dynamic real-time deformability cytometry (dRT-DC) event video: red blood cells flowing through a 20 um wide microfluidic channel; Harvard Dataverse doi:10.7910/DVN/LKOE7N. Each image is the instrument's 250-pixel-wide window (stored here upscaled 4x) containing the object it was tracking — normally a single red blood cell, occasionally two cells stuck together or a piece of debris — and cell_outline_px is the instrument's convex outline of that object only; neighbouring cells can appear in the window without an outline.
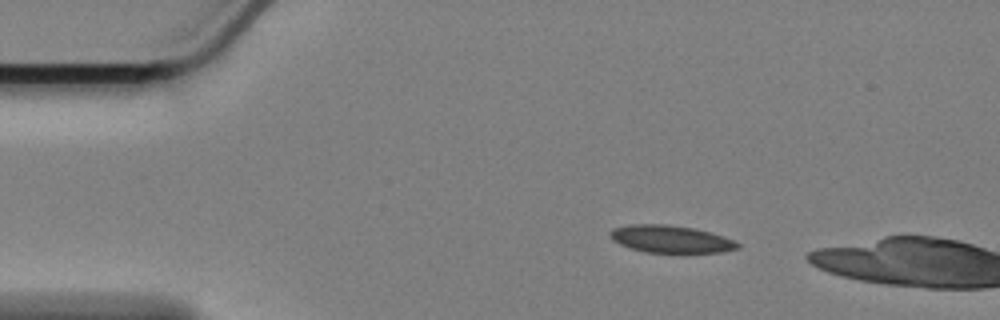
{"species": "Egyptian fruit bat (a non-hibernating species)", "species_latin": "Rousettus aegyptiacus", "temperature_condition": "cold", "stored_images_in_passage": 4, "camera_frame_rate_fps": 3000, "um_per_image_px": 0.085, "animal": {"sex": "female"}, "frame": {"image": 1, "passage_image": 1, "time_ms": 0.0, "image_size_px": [1000, 320], "cell_outline_px": [[740, 248], [720, 252], [684, 256], [644, 252], [620, 244], [612, 240], [608, 232], [612, 228], [632, 224], [668, 224], [696, 228], [724, 236], [740, 244]], "centroid_in_image_um": [57.05, 20.37], "position_along_channel_um": 28.0, "area_um2": 21.44}}